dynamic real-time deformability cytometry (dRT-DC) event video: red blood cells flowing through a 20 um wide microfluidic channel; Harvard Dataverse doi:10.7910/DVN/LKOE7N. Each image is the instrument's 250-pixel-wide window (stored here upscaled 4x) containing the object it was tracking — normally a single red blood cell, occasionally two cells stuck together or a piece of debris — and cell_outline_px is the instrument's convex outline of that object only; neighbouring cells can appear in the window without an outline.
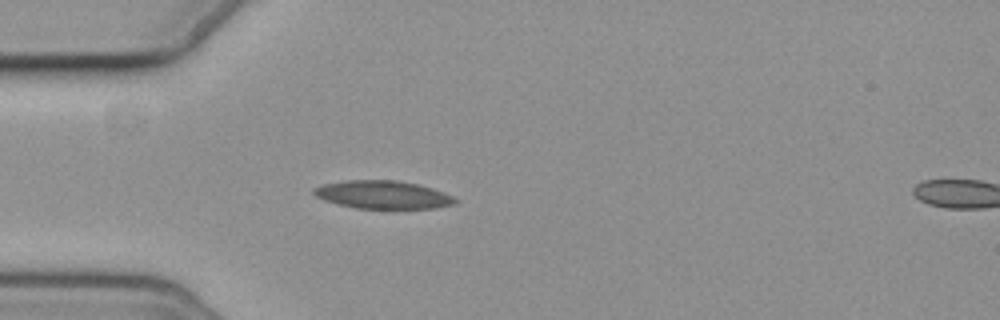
{"species": "common noctule bat (a hibernating species)", "species_latin": "Nyctalus noctula", "temperature_condition": "cold", "stored_images_in_passage": 5, "camera_frame_rate_fps": 3000, "um_per_image_px": 0.085, "animal": {"sex": "female", "body_mass_g": 19.3, "forearm_length_mm": 54.1}, "frame": {"image": 1, "passage_image": 5, "time_ms": 4.667, "image_size_px": [1000, 320], "cell_outline_px": [[456, 204], [436, 208], [356, 208], [336, 204], [324, 200], [316, 196], [312, 192], [312, 188], [324, 184], [344, 180], [396, 180], [416, 184], [432, 188], [452, 196], [456, 200]], "centroid_in_image_um": [32.5, 16.55], "position_along_channel_um": 52.5, "area_um2": 23.0}}